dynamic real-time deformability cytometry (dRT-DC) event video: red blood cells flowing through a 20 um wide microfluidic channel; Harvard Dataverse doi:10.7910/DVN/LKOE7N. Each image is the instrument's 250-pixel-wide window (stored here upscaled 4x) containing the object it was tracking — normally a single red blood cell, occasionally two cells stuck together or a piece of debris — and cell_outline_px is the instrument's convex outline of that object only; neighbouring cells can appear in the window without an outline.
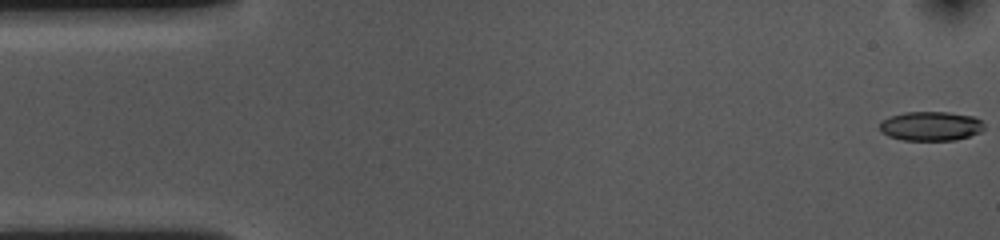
{"species": "common noctule bat (a hibernating species)", "species_latin": "Nyctalus noctula", "temperature_condition": "cold", "stored_images_in_passage": 55, "camera_frame_rate_fps": 3000, "um_per_image_px": 0.085, "animal": {"sex": "female", "body_mass_g": 10.0, "forearm_length_mm": 53.1}, "frame": {"image": 1, "passage_image": 1, "time_ms": 0.0, "image_size_px": [1000, 240], "cell_outline_px": [[984, 128], [980, 132], [956, 140], [904, 140], [888, 136], [880, 128], [880, 124], [888, 116], [904, 112], [948, 112], [972, 116], [980, 120], [984, 124]], "centroid_in_image_um": [79.12, 10.71], "position_along_channel_um": 5.9, "area_um2": 17.69}}
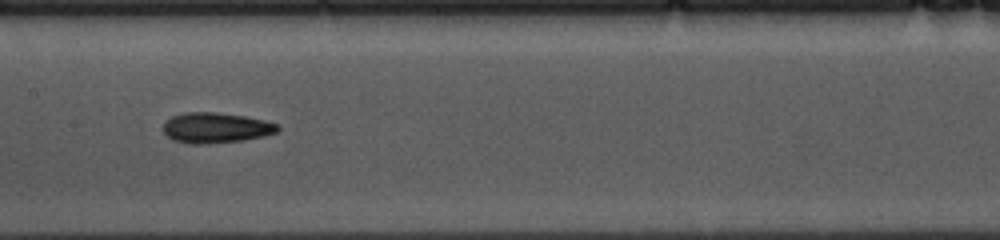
{"frame": {"image": 2, "passage_image": 26, "time_ms": 8.333, "image_size_px": [1000, 240], "cell_outline_px": [[280, 128], [276, 132], [264, 136], [244, 140], [204, 144], [192, 144], [172, 140], [164, 132], [164, 120], [172, 116], [184, 112], [216, 112], [244, 116], [264, 120], [280, 124]], "centroid_in_image_um": [18.35, 10.86], "position_along_channel_um": 189.1, "area_um2": 20.4}}
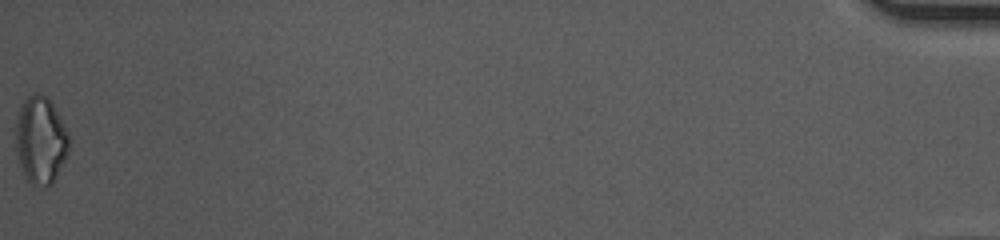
{"frame": {"image": 3, "passage_image": 55, "time_ms": 18.0, "image_size_px": [1000, 240], "cell_outline_px": [[68, 152], [52, 184], [32, 188], [20, 164], [16, 152], [16, 124], [20, 108], [24, 100], [28, 96], [36, 92], [40, 92], [48, 96], [64, 124], [68, 132]], "centroid_in_image_um": [3.45, 11.9], "position_along_channel_um": 431.8, "area_um2": 26.99}, "authors_computed_cell_mechanics": {"area_um2": 19.1896, "velocity_mm_per_s": 3.6174, "shape_relaxation_time_tau1_ms": 5.4828, "shape_relaxation_time_tau2_ms": 5.595, "deformation_change_tau1": 0.1524, "deformation_change_tau2": 0.1483}}